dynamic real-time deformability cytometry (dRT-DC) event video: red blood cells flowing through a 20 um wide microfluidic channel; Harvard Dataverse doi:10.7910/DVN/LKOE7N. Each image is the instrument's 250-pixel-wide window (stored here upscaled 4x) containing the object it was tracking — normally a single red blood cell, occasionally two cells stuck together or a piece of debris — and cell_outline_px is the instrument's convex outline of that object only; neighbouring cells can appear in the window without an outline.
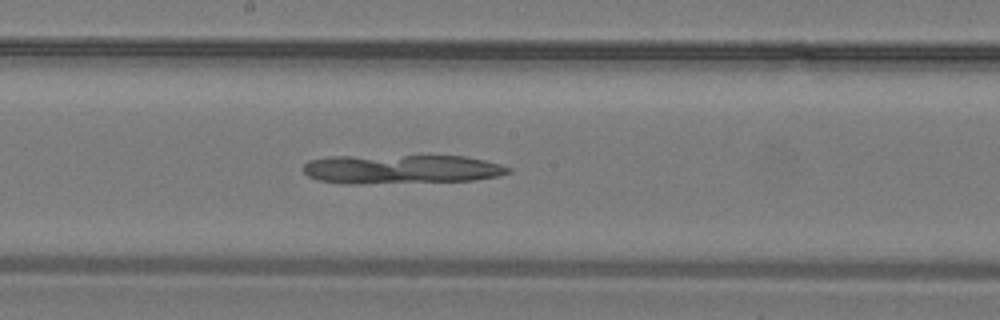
{"species": "common noctule bat (a hibernating species)", "species_latin": "Nyctalus noctula", "temperature_condition": "warm", "stored_images_in_passage": 21, "camera_frame_rate_fps": 3000, "um_per_image_px": 0.085, "animal": {"sex": "male", "body_mass_g": 19.2, "forearm_length_mm": 51.8}, "frame": {"image": 1, "passage_image": 17, "time_ms": 5.333, "image_size_px": [1000, 320], "cell_outline_px": [[512, 172], [500, 176], [472, 180], [352, 184], [344, 184], [316, 180], [308, 176], [304, 172], [304, 164], [308, 160], [332, 156], [464, 156], [484, 160], [500, 164], [512, 168]], "centroid_in_image_um": [34.09, 14.38], "position_along_channel_um": 214.1, "area_um2": 34.85}}